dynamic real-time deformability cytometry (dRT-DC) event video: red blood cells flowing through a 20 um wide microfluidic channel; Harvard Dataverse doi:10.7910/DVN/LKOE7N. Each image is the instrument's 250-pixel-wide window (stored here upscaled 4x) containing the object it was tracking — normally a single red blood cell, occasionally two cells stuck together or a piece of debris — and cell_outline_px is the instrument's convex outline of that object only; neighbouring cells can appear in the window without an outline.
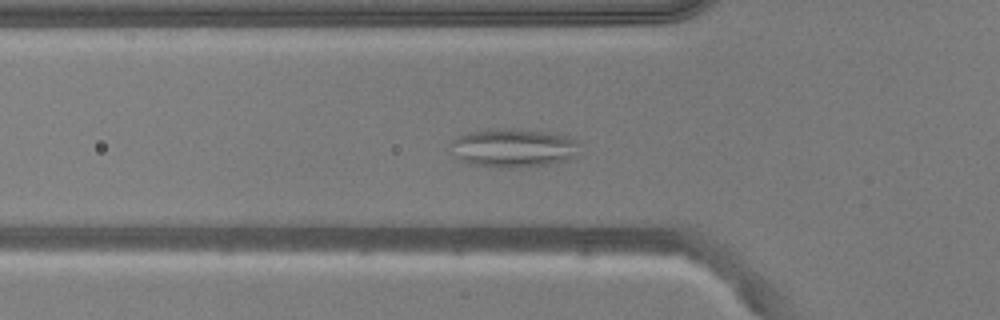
{"species": "common noctule bat (a hibernating species)", "species_latin": "Nyctalus noctula", "temperature_condition": "warm", "stored_images_in_passage": 16, "camera_frame_rate_fps": 3000, "um_per_image_px": 0.085, "animal": {"sex": "male", "body_mass_g": 20.5, "forearm_length_mm": 52.5}, "frame": {"image": 1, "passage_image": 3, "time_ms": 0.667, "image_size_px": [1000, 320], "cell_outline_px": [[580, 156], [568, 160], [548, 164], [520, 168], [500, 168], [468, 164], [460, 160], [456, 156], [452, 144], [452, 140], [468, 132], [496, 128], [516, 128], [548, 132], [568, 136], [576, 140], [580, 144]], "centroid_in_image_um": [43.72, 12.58], "position_along_channel_um": 82.1, "area_um2": 29.59}}